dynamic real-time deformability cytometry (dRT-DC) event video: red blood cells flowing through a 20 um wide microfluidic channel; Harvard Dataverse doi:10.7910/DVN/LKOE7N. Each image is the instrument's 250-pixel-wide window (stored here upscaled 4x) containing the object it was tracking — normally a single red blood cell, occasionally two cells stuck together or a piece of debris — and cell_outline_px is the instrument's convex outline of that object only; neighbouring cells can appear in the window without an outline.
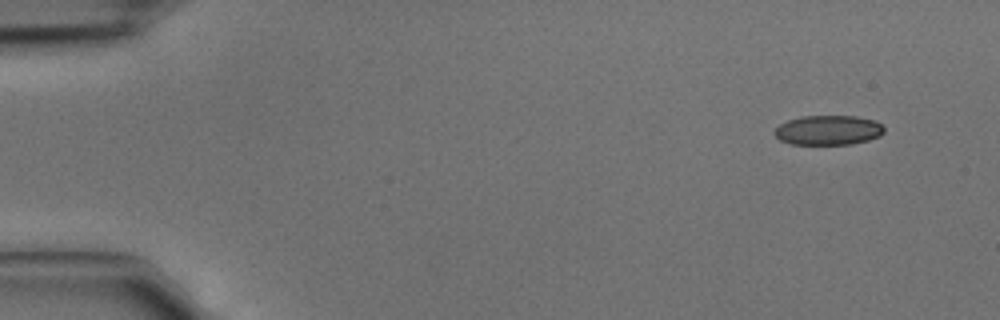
{"species": "common noctule bat (a hibernating species)", "species_latin": "Nyctalus noctula", "temperature_condition": "cold", "stored_images_in_passage": 3, "camera_frame_rate_fps": 3000, "um_per_image_px": 0.085, "animal": {"sex": "male", "body_mass_g": 15.6}, "frame": {"image": 1, "passage_image": 1, "time_ms": 0.0, "image_size_px": [1000, 320], "cell_outline_px": [[884, 132], [880, 136], [868, 140], [852, 144], [792, 144], [780, 140], [772, 132], [780, 124], [788, 120], [800, 116], [856, 116], [876, 120], [884, 128]], "centroid_in_image_um": [70.41, 11.06], "position_along_channel_um": 14.6, "area_um2": 19.02}}